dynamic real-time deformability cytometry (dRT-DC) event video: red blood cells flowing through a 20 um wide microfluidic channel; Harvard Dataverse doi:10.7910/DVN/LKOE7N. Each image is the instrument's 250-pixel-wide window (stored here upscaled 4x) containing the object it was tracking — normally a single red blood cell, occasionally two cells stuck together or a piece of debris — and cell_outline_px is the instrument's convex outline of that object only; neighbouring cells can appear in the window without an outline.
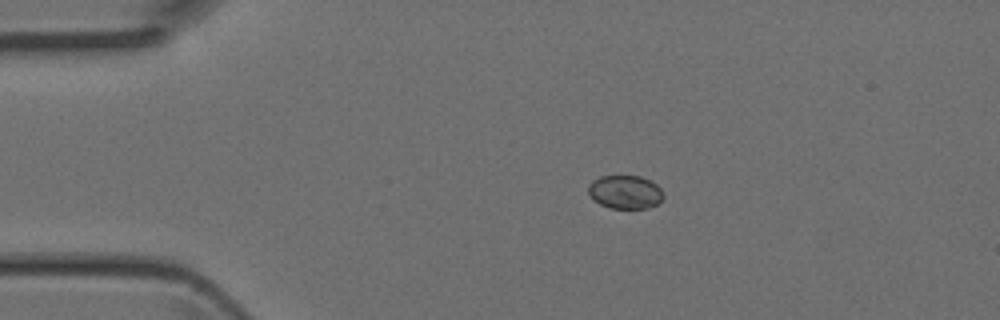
{"species": "Egyptian fruit bat (a non-hibernating species)", "species_latin": "Rousettus aegyptiacus", "temperature_condition": "room temperature", "stored_images_in_passage": 2, "camera_frame_rate_fps": 3000, "um_per_image_px": 0.085, "animal": {"sex": "female"}, "frame": {"image": 1, "passage_image": 1, "time_ms": 0.0, "image_size_px": [1000, 320], "cell_outline_px": [[664, 196], [656, 204], [648, 208], [612, 208], [600, 204], [588, 192], [588, 184], [592, 180], [600, 176], [640, 176], [656, 184], [664, 192]], "centroid_in_image_um": [53.14, 16.31], "position_along_channel_um": 31.9, "area_um2": 14.51}}